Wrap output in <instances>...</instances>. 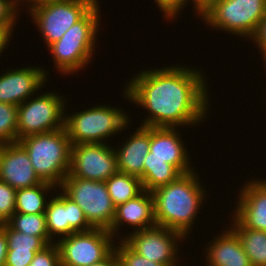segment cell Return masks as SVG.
<instances>
[{"mask_svg":"<svg viewBox=\"0 0 266 266\" xmlns=\"http://www.w3.org/2000/svg\"><path fill=\"white\" fill-rule=\"evenodd\" d=\"M154 2L159 6V9L164 13V19L168 21L173 20L179 16L181 10L187 4V0H154ZM167 18V19H166Z\"/></svg>","mask_w":266,"mask_h":266,"instance_id":"1f68e13d","label":"cell"},{"mask_svg":"<svg viewBox=\"0 0 266 266\" xmlns=\"http://www.w3.org/2000/svg\"><path fill=\"white\" fill-rule=\"evenodd\" d=\"M18 106L0 102V145L18 141Z\"/></svg>","mask_w":266,"mask_h":266,"instance_id":"484cf974","label":"cell"},{"mask_svg":"<svg viewBox=\"0 0 266 266\" xmlns=\"http://www.w3.org/2000/svg\"><path fill=\"white\" fill-rule=\"evenodd\" d=\"M55 191L56 186L44 182L32 187L16 190L15 213L44 214L48 201L46 193Z\"/></svg>","mask_w":266,"mask_h":266,"instance_id":"603a6c76","label":"cell"},{"mask_svg":"<svg viewBox=\"0 0 266 266\" xmlns=\"http://www.w3.org/2000/svg\"><path fill=\"white\" fill-rule=\"evenodd\" d=\"M242 186L234 217L247 229L266 231V179Z\"/></svg>","mask_w":266,"mask_h":266,"instance_id":"e0dca14e","label":"cell"},{"mask_svg":"<svg viewBox=\"0 0 266 266\" xmlns=\"http://www.w3.org/2000/svg\"><path fill=\"white\" fill-rule=\"evenodd\" d=\"M184 239L186 237L180 232L158 225L131 232L128 236L126 234L120 238L140 256L164 266H177L179 259L176 257L179 254L177 244Z\"/></svg>","mask_w":266,"mask_h":266,"instance_id":"8fae6325","label":"cell"},{"mask_svg":"<svg viewBox=\"0 0 266 266\" xmlns=\"http://www.w3.org/2000/svg\"><path fill=\"white\" fill-rule=\"evenodd\" d=\"M7 224V221L0 214V228Z\"/></svg>","mask_w":266,"mask_h":266,"instance_id":"ab89813d","label":"cell"},{"mask_svg":"<svg viewBox=\"0 0 266 266\" xmlns=\"http://www.w3.org/2000/svg\"><path fill=\"white\" fill-rule=\"evenodd\" d=\"M11 37L7 34L4 33L0 30V57H1V53L4 52V49H6L7 44H9V41Z\"/></svg>","mask_w":266,"mask_h":266,"instance_id":"74e56055","label":"cell"},{"mask_svg":"<svg viewBox=\"0 0 266 266\" xmlns=\"http://www.w3.org/2000/svg\"><path fill=\"white\" fill-rule=\"evenodd\" d=\"M0 180L15 190L44 183L33 169L28 153L18 142L0 145Z\"/></svg>","mask_w":266,"mask_h":266,"instance_id":"9a60e30c","label":"cell"},{"mask_svg":"<svg viewBox=\"0 0 266 266\" xmlns=\"http://www.w3.org/2000/svg\"><path fill=\"white\" fill-rule=\"evenodd\" d=\"M17 11L15 0H0V30L10 37L18 21L17 15H20Z\"/></svg>","mask_w":266,"mask_h":266,"instance_id":"f1b7e54d","label":"cell"},{"mask_svg":"<svg viewBox=\"0 0 266 266\" xmlns=\"http://www.w3.org/2000/svg\"><path fill=\"white\" fill-rule=\"evenodd\" d=\"M251 39L252 41L254 40L255 45L257 44L256 47L259 48L260 54L263 56L262 61L266 64V14L260 21L257 31Z\"/></svg>","mask_w":266,"mask_h":266,"instance_id":"836d02e7","label":"cell"},{"mask_svg":"<svg viewBox=\"0 0 266 266\" xmlns=\"http://www.w3.org/2000/svg\"><path fill=\"white\" fill-rule=\"evenodd\" d=\"M182 175L173 165L166 163L165 160L158 158H148L144 161V172L141 178L143 190L152 192L158 187L175 181Z\"/></svg>","mask_w":266,"mask_h":266,"instance_id":"7402d4cb","label":"cell"},{"mask_svg":"<svg viewBox=\"0 0 266 266\" xmlns=\"http://www.w3.org/2000/svg\"><path fill=\"white\" fill-rule=\"evenodd\" d=\"M59 188L81 207L93 228H111L116 207L105 182L65 177Z\"/></svg>","mask_w":266,"mask_h":266,"instance_id":"52a82bcc","label":"cell"},{"mask_svg":"<svg viewBox=\"0 0 266 266\" xmlns=\"http://www.w3.org/2000/svg\"><path fill=\"white\" fill-rule=\"evenodd\" d=\"M36 67V68H35ZM24 67L12 69L0 75V102L19 106L37 95L46 84L48 72L44 68ZM42 86V87H41ZM39 89V90H38Z\"/></svg>","mask_w":266,"mask_h":266,"instance_id":"5bb4252c","label":"cell"},{"mask_svg":"<svg viewBox=\"0 0 266 266\" xmlns=\"http://www.w3.org/2000/svg\"><path fill=\"white\" fill-rule=\"evenodd\" d=\"M123 111L119 107L102 104L69 116L65 114V129L71 145L106 143L105 139L122 132L130 124V116Z\"/></svg>","mask_w":266,"mask_h":266,"instance_id":"5b68a950","label":"cell"},{"mask_svg":"<svg viewBox=\"0 0 266 266\" xmlns=\"http://www.w3.org/2000/svg\"><path fill=\"white\" fill-rule=\"evenodd\" d=\"M195 172L182 174L175 181L151 192L156 224L178 231L185 237L192 232L200 206L207 196Z\"/></svg>","mask_w":266,"mask_h":266,"instance_id":"7a4b0ae2","label":"cell"},{"mask_svg":"<svg viewBox=\"0 0 266 266\" xmlns=\"http://www.w3.org/2000/svg\"><path fill=\"white\" fill-rule=\"evenodd\" d=\"M105 183L115 207L135 198L143 191L139 177L119 171L107 179Z\"/></svg>","mask_w":266,"mask_h":266,"instance_id":"cb8c5ba5","label":"cell"},{"mask_svg":"<svg viewBox=\"0 0 266 266\" xmlns=\"http://www.w3.org/2000/svg\"><path fill=\"white\" fill-rule=\"evenodd\" d=\"M176 127H150L148 158H158L173 165L181 174L193 171L186 145ZM185 145V146H184ZM189 158V159H188Z\"/></svg>","mask_w":266,"mask_h":266,"instance_id":"2e32d148","label":"cell"},{"mask_svg":"<svg viewBox=\"0 0 266 266\" xmlns=\"http://www.w3.org/2000/svg\"><path fill=\"white\" fill-rule=\"evenodd\" d=\"M217 237V238H216ZM205 261L207 266H252L238 236L230 229L215 235L208 242ZM207 255V256H206Z\"/></svg>","mask_w":266,"mask_h":266,"instance_id":"ffe728a7","label":"cell"},{"mask_svg":"<svg viewBox=\"0 0 266 266\" xmlns=\"http://www.w3.org/2000/svg\"><path fill=\"white\" fill-rule=\"evenodd\" d=\"M204 77V72L197 68L180 64L145 69L126 83L123 94L131 103L148 111L141 126L178 129L183 125H199L209 108V87Z\"/></svg>","mask_w":266,"mask_h":266,"instance_id":"6da1fadb","label":"cell"},{"mask_svg":"<svg viewBox=\"0 0 266 266\" xmlns=\"http://www.w3.org/2000/svg\"><path fill=\"white\" fill-rule=\"evenodd\" d=\"M17 142L28 153L38 177L60 187L70 169L72 145L66 129L29 135Z\"/></svg>","mask_w":266,"mask_h":266,"instance_id":"277c9868","label":"cell"},{"mask_svg":"<svg viewBox=\"0 0 266 266\" xmlns=\"http://www.w3.org/2000/svg\"><path fill=\"white\" fill-rule=\"evenodd\" d=\"M89 0H52L28 10L48 48L81 20L93 7Z\"/></svg>","mask_w":266,"mask_h":266,"instance_id":"9c48e42d","label":"cell"},{"mask_svg":"<svg viewBox=\"0 0 266 266\" xmlns=\"http://www.w3.org/2000/svg\"><path fill=\"white\" fill-rule=\"evenodd\" d=\"M122 224L132 226L133 232L157 225L154 217V201L151 192L143 190L135 198L116 207L115 217L108 231L115 237L120 229L119 226H122Z\"/></svg>","mask_w":266,"mask_h":266,"instance_id":"ac0fdd59","label":"cell"},{"mask_svg":"<svg viewBox=\"0 0 266 266\" xmlns=\"http://www.w3.org/2000/svg\"><path fill=\"white\" fill-rule=\"evenodd\" d=\"M116 244L115 252L118 256L119 266H164L163 264L153 262L140 256L133 251L123 240Z\"/></svg>","mask_w":266,"mask_h":266,"instance_id":"83f0119b","label":"cell"},{"mask_svg":"<svg viewBox=\"0 0 266 266\" xmlns=\"http://www.w3.org/2000/svg\"><path fill=\"white\" fill-rule=\"evenodd\" d=\"M38 251H7L5 266H28Z\"/></svg>","mask_w":266,"mask_h":266,"instance_id":"d6a6232c","label":"cell"},{"mask_svg":"<svg viewBox=\"0 0 266 266\" xmlns=\"http://www.w3.org/2000/svg\"><path fill=\"white\" fill-rule=\"evenodd\" d=\"M98 2H100V1L93 0V4H95V5H99L100 3H98Z\"/></svg>","mask_w":266,"mask_h":266,"instance_id":"60d3db41","label":"cell"},{"mask_svg":"<svg viewBox=\"0 0 266 266\" xmlns=\"http://www.w3.org/2000/svg\"><path fill=\"white\" fill-rule=\"evenodd\" d=\"M149 147L150 127L140 125L121 147L114 148L118 171L141 179Z\"/></svg>","mask_w":266,"mask_h":266,"instance_id":"d6986e66","label":"cell"},{"mask_svg":"<svg viewBox=\"0 0 266 266\" xmlns=\"http://www.w3.org/2000/svg\"><path fill=\"white\" fill-rule=\"evenodd\" d=\"M99 8L100 5H95L81 20L71 26L59 41L48 47L56 71L70 75L91 62L101 22Z\"/></svg>","mask_w":266,"mask_h":266,"instance_id":"3957f363","label":"cell"},{"mask_svg":"<svg viewBox=\"0 0 266 266\" xmlns=\"http://www.w3.org/2000/svg\"><path fill=\"white\" fill-rule=\"evenodd\" d=\"M114 236L102 228L76 232L54 241L61 266H90L105 259L115 248Z\"/></svg>","mask_w":266,"mask_h":266,"instance_id":"30bf717a","label":"cell"},{"mask_svg":"<svg viewBox=\"0 0 266 266\" xmlns=\"http://www.w3.org/2000/svg\"><path fill=\"white\" fill-rule=\"evenodd\" d=\"M28 266H61L60 254L56 243L48 244L42 250L36 252Z\"/></svg>","mask_w":266,"mask_h":266,"instance_id":"f546056e","label":"cell"},{"mask_svg":"<svg viewBox=\"0 0 266 266\" xmlns=\"http://www.w3.org/2000/svg\"><path fill=\"white\" fill-rule=\"evenodd\" d=\"M16 190L0 180V214L7 221L15 213Z\"/></svg>","mask_w":266,"mask_h":266,"instance_id":"4dcf8cb0","label":"cell"},{"mask_svg":"<svg viewBox=\"0 0 266 266\" xmlns=\"http://www.w3.org/2000/svg\"><path fill=\"white\" fill-rule=\"evenodd\" d=\"M215 0H191L194 4L196 14L201 15ZM189 0H187V3Z\"/></svg>","mask_w":266,"mask_h":266,"instance_id":"8d00e7d4","label":"cell"},{"mask_svg":"<svg viewBox=\"0 0 266 266\" xmlns=\"http://www.w3.org/2000/svg\"><path fill=\"white\" fill-rule=\"evenodd\" d=\"M117 172V157L109 144L80 143L71 146L70 169L66 177L105 182Z\"/></svg>","mask_w":266,"mask_h":266,"instance_id":"7c38bea8","label":"cell"},{"mask_svg":"<svg viewBox=\"0 0 266 266\" xmlns=\"http://www.w3.org/2000/svg\"><path fill=\"white\" fill-rule=\"evenodd\" d=\"M265 14L266 0H215L199 17L214 30L250 39Z\"/></svg>","mask_w":266,"mask_h":266,"instance_id":"8992f818","label":"cell"},{"mask_svg":"<svg viewBox=\"0 0 266 266\" xmlns=\"http://www.w3.org/2000/svg\"><path fill=\"white\" fill-rule=\"evenodd\" d=\"M7 235L3 228H0V266H5L7 258Z\"/></svg>","mask_w":266,"mask_h":266,"instance_id":"e575fe53","label":"cell"},{"mask_svg":"<svg viewBox=\"0 0 266 266\" xmlns=\"http://www.w3.org/2000/svg\"><path fill=\"white\" fill-rule=\"evenodd\" d=\"M7 224L18 232L40 237L47 245L54 243L48 235L45 214L14 213Z\"/></svg>","mask_w":266,"mask_h":266,"instance_id":"d4e9b609","label":"cell"},{"mask_svg":"<svg viewBox=\"0 0 266 266\" xmlns=\"http://www.w3.org/2000/svg\"><path fill=\"white\" fill-rule=\"evenodd\" d=\"M230 229L238 236L252 266H266V231L245 228L234 216Z\"/></svg>","mask_w":266,"mask_h":266,"instance_id":"44dd1931","label":"cell"},{"mask_svg":"<svg viewBox=\"0 0 266 266\" xmlns=\"http://www.w3.org/2000/svg\"><path fill=\"white\" fill-rule=\"evenodd\" d=\"M90 266H119V260L115 249L105 259Z\"/></svg>","mask_w":266,"mask_h":266,"instance_id":"d590c367","label":"cell"},{"mask_svg":"<svg viewBox=\"0 0 266 266\" xmlns=\"http://www.w3.org/2000/svg\"><path fill=\"white\" fill-rule=\"evenodd\" d=\"M58 194L48 201L44 213L49 237L53 240L54 236L55 240L56 235L60 239L76 232L92 230L81 207L62 190Z\"/></svg>","mask_w":266,"mask_h":266,"instance_id":"4fadbf2b","label":"cell"},{"mask_svg":"<svg viewBox=\"0 0 266 266\" xmlns=\"http://www.w3.org/2000/svg\"><path fill=\"white\" fill-rule=\"evenodd\" d=\"M50 1H52V0H15V3H16L17 8H19L18 5L20 6V2L22 4H23V2H25V3L29 2L30 4L27 5V6H28V9L30 10L36 5H39V4H42V3H45V2H50Z\"/></svg>","mask_w":266,"mask_h":266,"instance_id":"f35d334b","label":"cell"},{"mask_svg":"<svg viewBox=\"0 0 266 266\" xmlns=\"http://www.w3.org/2000/svg\"><path fill=\"white\" fill-rule=\"evenodd\" d=\"M65 103L63 96L55 92H47L20 104L17 123L18 140L29 135L65 128Z\"/></svg>","mask_w":266,"mask_h":266,"instance_id":"ba28073f","label":"cell"},{"mask_svg":"<svg viewBox=\"0 0 266 266\" xmlns=\"http://www.w3.org/2000/svg\"><path fill=\"white\" fill-rule=\"evenodd\" d=\"M7 235L8 251H40L47 244L38 236L28 235L12 229L8 224L2 227Z\"/></svg>","mask_w":266,"mask_h":266,"instance_id":"4316f807","label":"cell"}]
</instances>
